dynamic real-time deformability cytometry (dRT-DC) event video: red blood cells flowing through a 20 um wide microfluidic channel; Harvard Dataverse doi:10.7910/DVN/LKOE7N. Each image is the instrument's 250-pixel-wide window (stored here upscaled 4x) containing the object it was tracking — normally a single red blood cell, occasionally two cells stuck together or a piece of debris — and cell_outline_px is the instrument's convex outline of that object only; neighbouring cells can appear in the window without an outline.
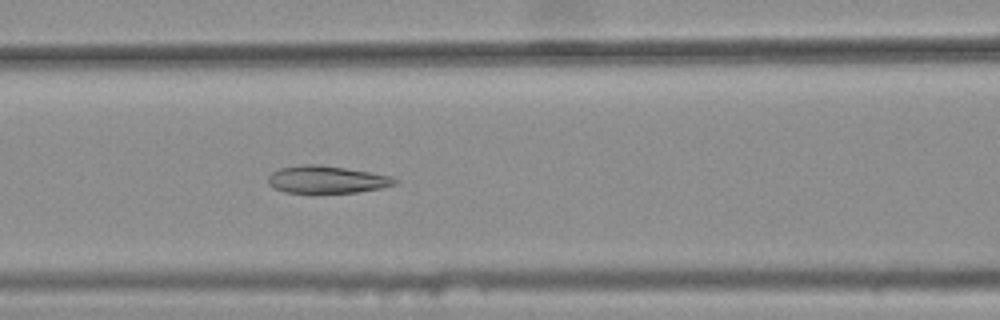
{"species": "common noctule bat (a hibernating species)", "species_latin": "Nyctalus noctula", "temperature_condition": "warm", "stored_images_in_passage": 44, "camera_frame_rate_fps": 3000, "um_per_image_px": 0.085, "animal": {"sex": "female", "body_mass_g": 25.1}, "frame": {"image": 1, "passage_image": 22, "time_ms": 7.0, "image_size_px": [1000, 320], "cell_outline_px": [[400, 180], [396, 184], [380, 188], [356, 192], [284, 192], [268, 184], [268, 176], [272, 172], [280, 168], [304, 164], [320, 164], [392, 176]], "centroid_in_image_um": [27.78, 15.25], "position_along_channel_um": 138.8, "area_um2": 20.0}}
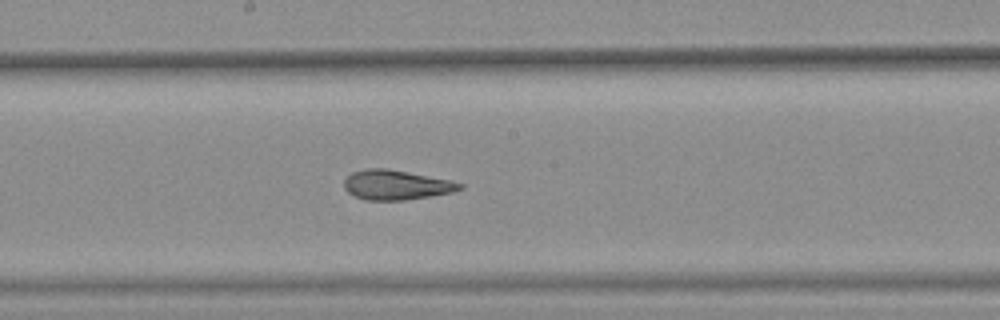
{"frame": {"image": 2, "passage_image": 28, "time_ms": 9.0, "image_size_px": [1000, 320], "cell_outline_px": [[464, 188], [452, 192], [432, 196], [404, 200], [364, 200], [348, 192], [344, 188], [344, 180], [352, 172], [368, 168], [388, 168], [452, 180], [464, 184]], "centroid_in_image_um": [33.7, 15.71], "position_along_channel_um": 214.5, "area_um2": 20.17}}
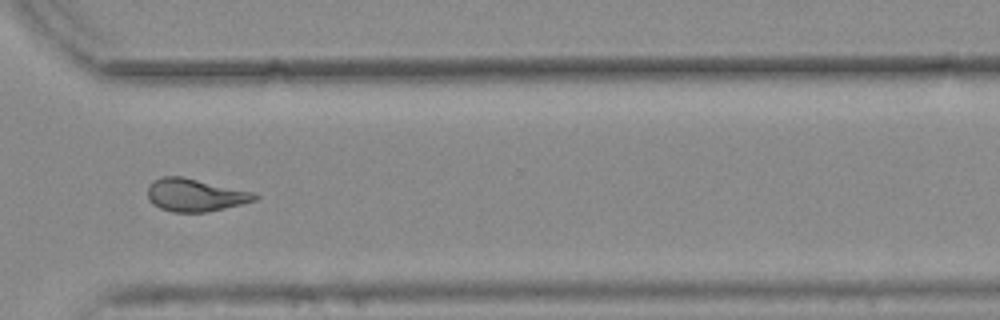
{"frame": {"image": 3, "passage_image": 39, "time_ms": 12.667, "image_size_px": [1000, 320], "cell_outline_px": [[260, 196], [256, 200], [208, 212], [172, 212], [160, 208], [152, 204], [148, 196], [148, 184], [152, 180], [160, 176], [184, 176], [256, 192]], "centroid_in_image_um": [16.59, 16.56], "position_along_channel_um": 354.0, "area_um2": 20.81}, "authors_computed_cell_mechanics": {"area_um2": 20.9814, "velocity_mm_per_s": 3.7935, "shape_relaxation_time_tau1_ms": null, "shape_relaxation_time_tau2_ms": 2.2413, "deformation_change_tau1": null, "deformation_change_tau2": 0.0894}}